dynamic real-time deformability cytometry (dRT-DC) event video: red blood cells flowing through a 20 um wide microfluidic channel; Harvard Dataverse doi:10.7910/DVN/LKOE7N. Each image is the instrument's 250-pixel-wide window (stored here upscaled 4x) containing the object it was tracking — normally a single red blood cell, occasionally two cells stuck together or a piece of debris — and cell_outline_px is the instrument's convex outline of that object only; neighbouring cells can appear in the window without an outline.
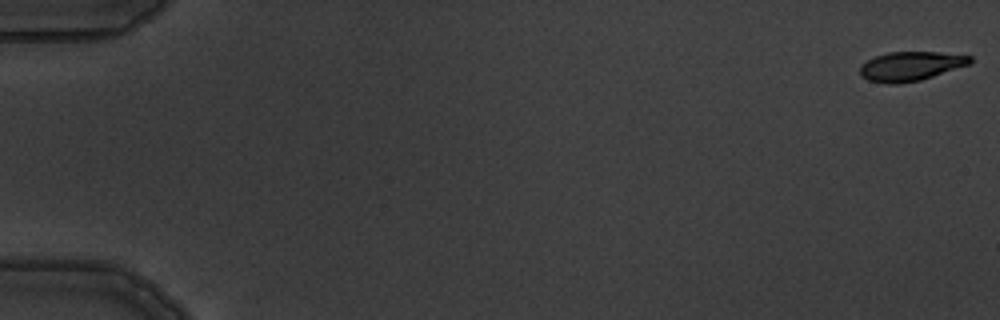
{"species": "common noctule bat (a hibernating species)", "species_latin": "Nyctalus noctula", "temperature_condition": "warm", "stored_images_in_passage": 5, "camera_frame_rate_fps": 3000, "um_per_image_px": 0.085, "animal": {"sex": "male", "body_mass_g": 19.5, "forearm_length_mm": 54.6}, "frame": {"image": 1, "passage_image": 1, "time_ms": 0.0, "image_size_px": [1000, 320], "cell_outline_px": [[972, 60], [968, 64], [920, 80], [900, 84], [888, 84], [868, 80], [860, 76], [860, 64], [876, 56], [888, 52], [940, 52], [972, 56]], "centroid_in_image_um": [77.35, 5.63], "position_along_channel_um": 7.6, "area_um2": 18.61}}
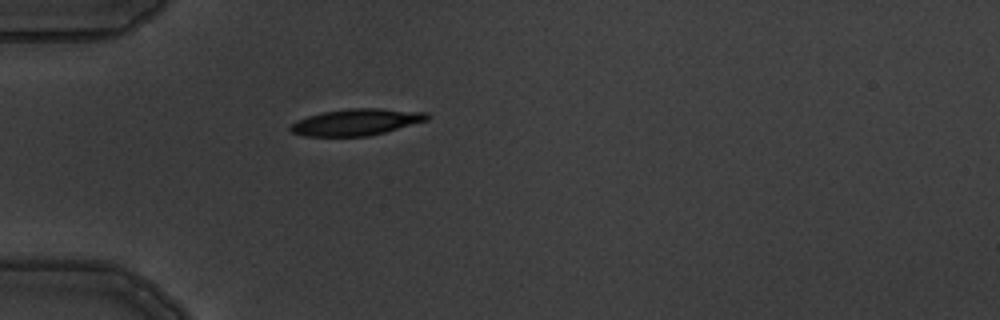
{"frame": {"image": 2, "passage_image": 5, "time_ms": 5.333, "image_size_px": [1000, 320], "cell_outline_px": [[432, 116], [428, 120], [384, 132], [368, 136], [304, 136], [292, 132], [288, 128], [296, 120], [308, 116], [324, 112], [352, 108], [380, 108], [428, 112]], "centroid_in_image_um": [30.32, 10.37], "position_along_channel_um": 54.7, "area_um2": 21.1}}